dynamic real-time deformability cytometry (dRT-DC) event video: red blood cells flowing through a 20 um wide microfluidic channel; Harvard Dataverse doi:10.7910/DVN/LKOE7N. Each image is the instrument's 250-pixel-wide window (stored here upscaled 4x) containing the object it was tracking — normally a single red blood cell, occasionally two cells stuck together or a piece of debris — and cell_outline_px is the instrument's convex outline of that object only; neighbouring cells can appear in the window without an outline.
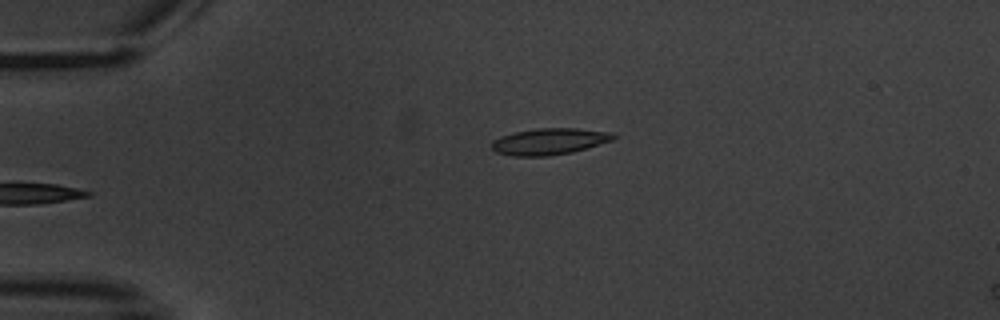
{"species": "common noctule bat (a hibernating species)", "species_latin": "Nyctalus noctula", "temperature_condition": "warm", "stored_images_in_passage": 3, "camera_frame_rate_fps": 3000, "um_per_image_px": 0.085, "animal": {"sex": "male", "body_mass_g": 20.1, "forearm_length_mm": 53.5}, "frame": {"image": 1, "passage_image": 3, "time_ms": 2.333, "image_size_px": [1000, 320], "cell_outline_px": [[616, 136], [612, 140], [572, 152], [548, 156], [512, 156], [496, 152], [492, 148], [492, 140], [500, 136], [512, 132], [536, 128], [576, 128], [612, 132]], "centroid_in_image_um": [46.65, 12.01], "position_along_channel_um": 38.3, "area_um2": 18.79}}